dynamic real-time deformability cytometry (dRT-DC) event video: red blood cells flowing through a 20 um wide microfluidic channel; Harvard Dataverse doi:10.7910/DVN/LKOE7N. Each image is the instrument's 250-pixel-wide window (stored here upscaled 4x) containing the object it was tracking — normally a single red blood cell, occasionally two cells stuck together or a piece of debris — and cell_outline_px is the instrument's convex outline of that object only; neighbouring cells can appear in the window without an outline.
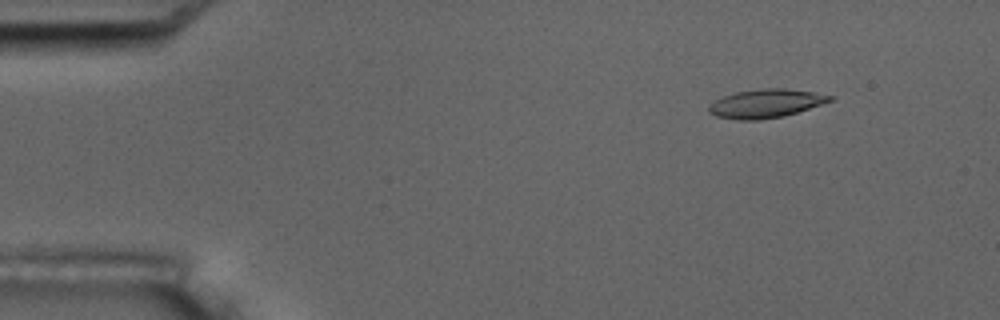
{"species": "common noctule bat (a hibernating species)", "species_latin": "Nyctalus noctula", "temperature_condition": "room temperature", "stored_images_in_passage": 5, "camera_frame_rate_fps": 3000, "um_per_image_px": 0.085, "animal": {"sex": "male", "body_mass_g": 17.5, "forearm_length_mm": 52.3}, "frame": {"image": 1, "passage_image": 2, "time_ms": 1.333, "image_size_px": [1000, 320], "cell_outline_px": [[836, 96], [832, 100], [784, 116], [760, 120], [740, 120], [716, 116], [708, 112], [708, 108], [716, 100], [724, 96], [736, 92], [764, 88], [784, 88], [812, 92]], "centroid_in_image_um": [65.09, 8.8], "position_along_channel_um": 19.9, "area_um2": 19.88}}
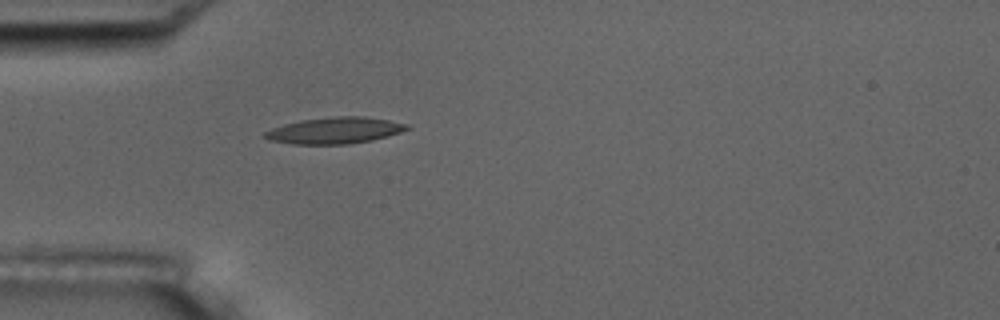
{"frame": {"image": 2, "passage_image": 5, "time_ms": 4.667, "image_size_px": [1000, 320], "cell_outline_px": [[412, 128], [388, 136], [372, 140], [348, 144], [292, 144], [268, 140], [260, 136], [264, 132], [272, 128], [284, 124], [300, 120], [336, 116], [364, 116], [388, 120], [408, 124]], "centroid_in_image_um": [28.43, 11.09], "position_along_channel_um": 56.6, "area_um2": 22.02}}